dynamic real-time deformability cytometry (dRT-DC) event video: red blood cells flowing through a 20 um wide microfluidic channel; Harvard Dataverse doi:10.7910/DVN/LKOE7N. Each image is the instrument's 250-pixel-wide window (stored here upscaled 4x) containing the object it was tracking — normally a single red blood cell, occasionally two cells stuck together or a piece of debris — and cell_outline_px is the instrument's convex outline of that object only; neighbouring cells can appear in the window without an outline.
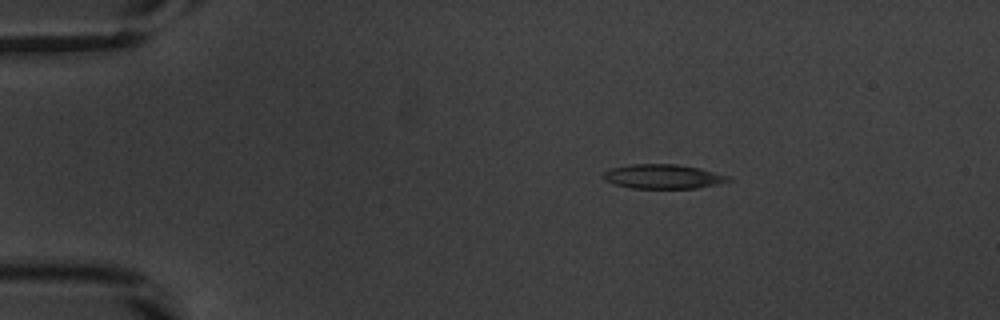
{"species": "common noctule bat (a hibernating species)", "species_latin": "Nyctalus noctula", "temperature_condition": "warm", "stored_images_in_passage": 44, "camera_frame_rate_fps": 3000, "um_per_image_px": 0.085, "animal": {"sex": "male", "body_mass_g": 20.1, "forearm_length_mm": 53.5}, "frame": {"image": 1, "passage_image": 1, "time_ms": 0.0, "image_size_px": [1000, 320], "cell_outline_px": [[732, 180], [716, 184], [696, 188], [632, 188], [616, 184], [604, 180], [604, 172], [612, 168], [632, 164], [676, 164], [700, 168], [728, 176]], "centroid_in_image_um": [56.36, 15.0], "position_along_channel_um": 28.6, "area_um2": 17.46}}
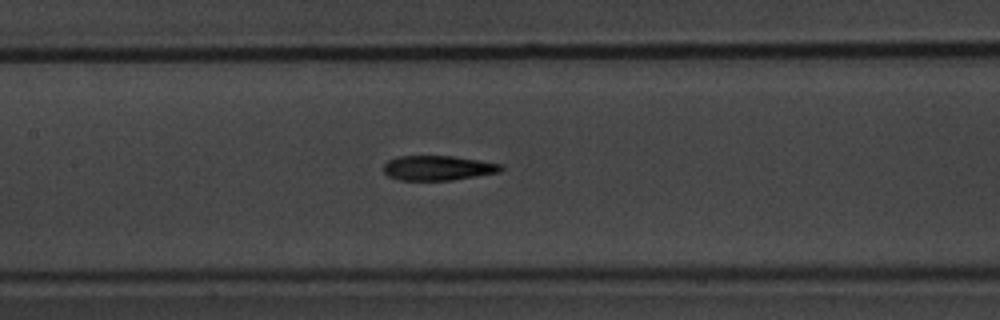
{"frame": {"image": 2, "passage_image": 17, "time_ms": 5.333, "image_size_px": [1000, 320], "cell_outline_px": [[504, 168], [500, 172], [452, 180], [400, 180], [388, 176], [384, 172], [384, 164], [388, 160], [396, 156], [452, 156], [480, 160], [500, 164]], "centroid_in_image_um": [37.21, 14.27], "position_along_channel_um": 170.2, "area_um2": 16.94}}
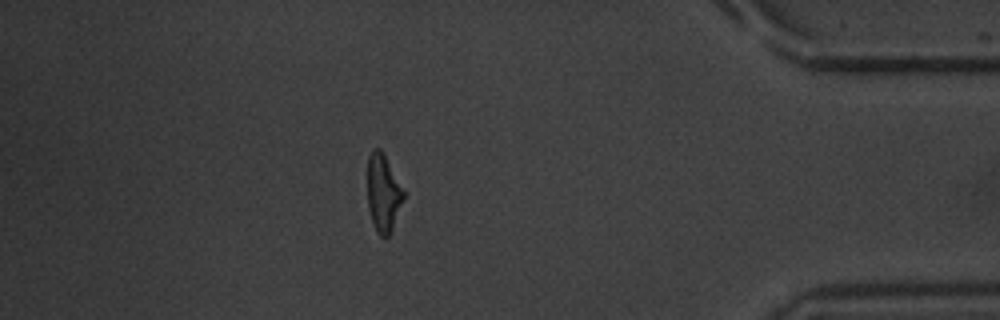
{"frame": {"image": 3, "passage_image": 38, "time_ms": 12.333, "image_size_px": [1000, 320], "cell_outline_px": [[404, 200], [392, 228], [388, 236], [380, 236], [376, 232], [368, 208], [368, 156], [372, 148], [380, 148], [384, 152], [404, 192]], "centroid_in_image_um": [32.57, 16.37], "position_along_channel_um": 402.6, "area_um2": 16.24}, "authors_computed_cell_mechanics": {"area_um2": 17.3111, "velocity_mm_per_s": 3.8539, "shape_relaxation_time_tau1_ms": 4.0619, "shape_relaxation_time_tau2_ms": 3.5736, "deformation_change_tau1": 0.2018, "deformation_change_tau2": 0.1494}}